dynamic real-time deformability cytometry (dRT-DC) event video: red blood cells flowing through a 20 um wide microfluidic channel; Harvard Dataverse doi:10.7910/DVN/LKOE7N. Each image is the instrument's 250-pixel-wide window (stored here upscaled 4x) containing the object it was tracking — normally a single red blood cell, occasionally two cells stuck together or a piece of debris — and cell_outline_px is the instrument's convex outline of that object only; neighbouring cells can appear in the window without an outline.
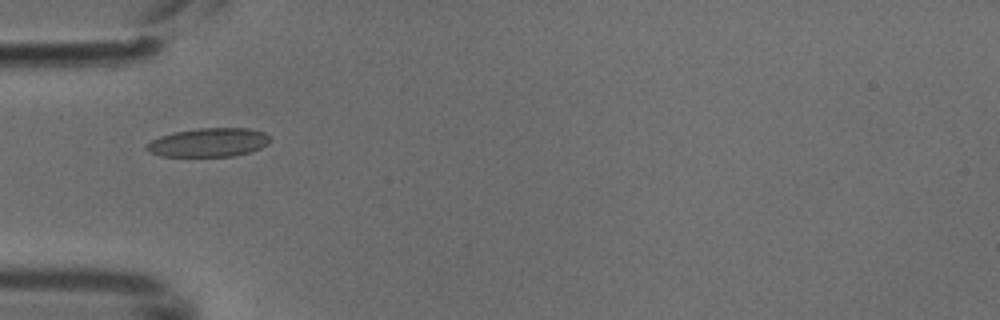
{"species": "common noctule bat (a hibernating species)", "species_latin": "Nyctalus noctula", "temperature_condition": "cold", "stored_images_in_passage": 1, "camera_frame_rate_fps": 3000, "um_per_image_px": 0.085, "animal": {"sex": "male", "body_mass_g": 18.8}, "frame": {"image": 1, "passage_image": 1, "time_ms": 0.0, "image_size_px": [1000, 320], "cell_outline_px": [[272, 140], [268, 144], [260, 148], [248, 152], [232, 156], [160, 156], [144, 148], [152, 140], [160, 136], [176, 132], [200, 128], [248, 128], [264, 132]], "centroid_in_image_um": [17.76, 12.1], "position_along_channel_um": 67.2, "area_um2": 20.46}}